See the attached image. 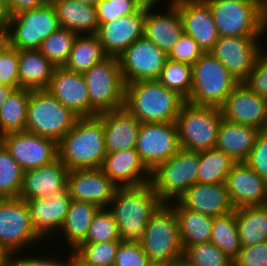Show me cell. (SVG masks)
I'll return each mask as SVG.
<instances>
[{
    "label": "cell",
    "mask_w": 267,
    "mask_h": 266,
    "mask_svg": "<svg viewBox=\"0 0 267 266\" xmlns=\"http://www.w3.org/2000/svg\"><path fill=\"white\" fill-rule=\"evenodd\" d=\"M162 204L150 182L134 187H117L108 210L117 224L120 241L141 243L146 225Z\"/></svg>",
    "instance_id": "6da1fadb"
},
{
    "label": "cell",
    "mask_w": 267,
    "mask_h": 266,
    "mask_svg": "<svg viewBox=\"0 0 267 266\" xmlns=\"http://www.w3.org/2000/svg\"><path fill=\"white\" fill-rule=\"evenodd\" d=\"M103 121L79 118L58 142V157L68 170L99 169L106 156Z\"/></svg>",
    "instance_id": "7a4b0ae2"
},
{
    "label": "cell",
    "mask_w": 267,
    "mask_h": 266,
    "mask_svg": "<svg viewBox=\"0 0 267 266\" xmlns=\"http://www.w3.org/2000/svg\"><path fill=\"white\" fill-rule=\"evenodd\" d=\"M184 102L158 80L125 84L123 107L141 123L175 122Z\"/></svg>",
    "instance_id": "3957f363"
},
{
    "label": "cell",
    "mask_w": 267,
    "mask_h": 266,
    "mask_svg": "<svg viewBox=\"0 0 267 266\" xmlns=\"http://www.w3.org/2000/svg\"><path fill=\"white\" fill-rule=\"evenodd\" d=\"M192 88L187 102L221 108L239 84L227 68L210 52H204L192 65Z\"/></svg>",
    "instance_id": "277c9868"
},
{
    "label": "cell",
    "mask_w": 267,
    "mask_h": 266,
    "mask_svg": "<svg viewBox=\"0 0 267 266\" xmlns=\"http://www.w3.org/2000/svg\"><path fill=\"white\" fill-rule=\"evenodd\" d=\"M222 119L221 108L185 101L175 120L180 148L198 152L215 148Z\"/></svg>",
    "instance_id": "5b68a950"
},
{
    "label": "cell",
    "mask_w": 267,
    "mask_h": 266,
    "mask_svg": "<svg viewBox=\"0 0 267 266\" xmlns=\"http://www.w3.org/2000/svg\"><path fill=\"white\" fill-rule=\"evenodd\" d=\"M79 118L47 89L31 90L26 132L53 139L58 143Z\"/></svg>",
    "instance_id": "8992f818"
},
{
    "label": "cell",
    "mask_w": 267,
    "mask_h": 266,
    "mask_svg": "<svg viewBox=\"0 0 267 266\" xmlns=\"http://www.w3.org/2000/svg\"><path fill=\"white\" fill-rule=\"evenodd\" d=\"M199 152L180 148L169 160L152 172L150 183L163 203L176 201L189 187L197 183Z\"/></svg>",
    "instance_id": "52a82bcc"
},
{
    "label": "cell",
    "mask_w": 267,
    "mask_h": 266,
    "mask_svg": "<svg viewBox=\"0 0 267 266\" xmlns=\"http://www.w3.org/2000/svg\"><path fill=\"white\" fill-rule=\"evenodd\" d=\"M140 244L150 261L182 262L177 217L168 203H163L151 216Z\"/></svg>",
    "instance_id": "ba28073f"
},
{
    "label": "cell",
    "mask_w": 267,
    "mask_h": 266,
    "mask_svg": "<svg viewBox=\"0 0 267 266\" xmlns=\"http://www.w3.org/2000/svg\"><path fill=\"white\" fill-rule=\"evenodd\" d=\"M210 7L219 37L261 36L266 27L260 0H204Z\"/></svg>",
    "instance_id": "9c48e42d"
},
{
    "label": "cell",
    "mask_w": 267,
    "mask_h": 266,
    "mask_svg": "<svg viewBox=\"0 0 267 266\" xmlns=\"http://www.w3.org/2000/svg\"><path fill=\"white\" fill-rule=\"evenodd\" d=\"M90 107L97 113L118 110L124 106L125 83L117 57H106L83 73Z\"/></svg>",
    "instance_id": "30bf717a"
},
{
    "label": "cell",
    "mask_w": 267,
    "mask_h": 266,
    "mask_svg": "<svg viewBox=\"0 0 267 266\" xmlns=\"http://www.w3.org/2000/svg\"><path fill=\"white\" fill-rule=\"evenodd\" d=\"M59 28L55 9L47 1L41 7L11 17L7 30L8 44L18 50L39 49L42 40Z\"/></svg>",
    "instance_id": "8fae6325"
},
{
    "label": "cell",
    "mask_w": 267,
    "mask_h": 266,
    "mask_svg": "<svg viewBox=\"0 0 267 266\" xmlns=\"http://www.w3.org/2000/svg\"><path fill=\"white\" fill-rule=\"evenodd\" d=\"M31 222L29 209L20 197L0 201V249L8 256L42 241Z\"/></svg>",
    "instance_id": "7c38bea8"
},
{
    "label": "cell",
    "mask_w": 267,
    "mask_h": 266,
    "mask_svg": "<svg viewBox=\"0 0 267 266\" xmlns=\"http://www.w3.org/2000/svg\"><path fill=\"white\" fill-rule=\"evenodd\" d=\"M135 149L152 172L180 149L175 122L141 123Z\"/></svg>",
    "instance_id": "4fadbf2b"
},
{
    "label": "cell",
    "mask_w": 267,
    "mask_h": 266,
    "mask_svg": "<svg viewBox=\"0 0 267 266\" xmlns=\"http://www.w3.org/2000/svg\"><path fill=\"white\" fill-rule=\"evenodd\" d=\"M166 60L167 54L145 37L136 40L118 57L125 84L157 80Z\"/></svg>",
    "instance_id": "5bb4252c"
},
{
    "label": "cell",
    "mask_w": 267,
    "mask_h": 266,
    "mask_svg": "<svg viewBox=\"0 0 267 266\" xmlns=\"http://www.w3.org/2000/svg\"><path fill=\"white\" fill-rule=\"evenodd\" d=\"M259 39L260 36L219 37L210 53L241 83L251 72L260 51L264 49Z\"/></svg>",
    "instance_id": "9a60e30c"
},
{
    "label": "cell",
    "mask_w": 267,
    "mask_h": 266,
    "mask_svg": "<svg viewBox=\"0 0 267 266\" xmlns=\"http://www.w3.org/2000/svg\"><path fill=\"white\" fill-rule=\"evenodd\" d=\"M0 142L23 171L39 168L58 157V143L26 131L8 133Z\"/></svg>",
    "instance_id": "2e32d148"
},
{
    "label": "cell",
    "mask_w": 267,
    "mask_h": 266,
    "mask_svg": "<svg viewBox=\"0 0 267 266\" xmlns=\"http://www.w3.org/2000/svg\"><path fill=\"white\" fill-rule=\"evenodd\" d=\"M146 2L131 15L98 25L96 35L108 57H119L136 40L144 37Z\"/></svg>",
    "instance_id": "e0dca14e"
},
{
    "label": "cell",
    "mask_w": 267,
    "mask_h": 266,
    "mask_svg": "<svg viewBox=\"0 0 267 266\" xmlns=\"http://www.w3.org/2000/svg\"><path fill=\"white\" fill-rule=\"evenodd\" d=\"M227 121L267 130V99L239 83L221 107Z\"/></svg>",
    "instance_id": "ac0fdd59"
},
{
    "label": "cell",
    "mask_w": 267,
    "mask_h": 266,
    "mask_svg": "<svg viewBox=\"0 0 267 266\" xmlns=\"http://www.w3.org/2000/svg\"><path fill=\"white\" fill-rule=\"evenodd\" d=\"M66 189L73 200L108 208L117 186L100 168L74 169L68 171Z\"/></svg>",
    "instance_id": "d6986e66"
},
{
    "label": "cell",
    "mask_w": 267,
    "mask_h": 266,
    "mask_svg": "<svg viewBox=\"0 0 267 266\" xmlns=\"http://www.w3.org/2000/svg\"><path fill=\"white\" fill-rule=\"evenodd\" d=\"M46 89L80 118L98 115L90 107L88 87L83 74L56 67Z\"/></svg>",
    "instance_id": "ffe728a7"
},
{
    "label": "cell",
    "mask_w": 267,
    "mask_h": 266,
    "mask_svg": "<svg viewBox=\"0 0 267 266\" xmlns=\"http://www.w3.org/2000/svg\"><path fill=\"white\" fill-rule=\"evenodd\" d=\"M181 16L183 33L191 36L204 52H210L219 38L209 5L204 0H171Z\"/></svg>",
    "instance_id": "44dd1931"
},
{
    "label": "cell",
    "mask_w": 267,
    "mask_h": 266,
    "mask_svg": "<svg viewBox=\"0 0 267 266\" xmlns=\"http://www.w3.org/2000/svg\"><path fill=\"white\" fill-rule=\"evenodd\" d=\"M234 208L267 204V181L245 162H236L226 179Z\"/></svg>",
    "instance_id": "7402d4cb"
},
{
    "label": "cell",
    "mask_w": 267,
    "mask_h": 266,
    "mask_svg": "<svg viewBox=\"0 0 267 266\" xmlns=\"http://www.w3.org/2000/svg\"><path fill=\"white\" fill-rule=\"evenodd\" d=\"M163 1V0H161ZM160 0L146 1L144 37L168 54L183 34V25L177 6L170 0L168 12H154L151 8Z\"/></svg>",
    "instance_id": "603a6c76"
},
{
    "label": "cell",
    "mask_w": 267,
    "mask_h": 266,
    "mask_svg": "<svg viewBox=\"0 0 267 266\" xmlns=\"http://www.w3.org/2000/svg\"><path fill=\"white\" fill-rule=\"evenodd\" d=\"M72 199L67 189L54 195L26 200L31 222L41 238L61 231Z\"/></svg>",
    "instance_id": "cb8c5ba5"
},
{
    "label": "cell",
    "mask_w": 267,
    "mask_h": 266,
    "mask_svg": "<svg viewBox=\"0 0 267 266\" xmlns=\"http://www.w3.org/2000/svg\"><path fill=\"white\" fill-rule=\"evenodd\" d=\"M68 171L59 157L39 168L24 171L19 197L26 201L64 192Z\"/></svg>",
    "instance_id": "d4e9b609"
},
{
    "label": "cell",
    "mask_w": 267,
    "mask_h": 266,
    "mask_svg": "<svg viewBox=\"0 0 267 266\" xmlns=\"http://www.w3.org/2000/svg\"><path fill=\"white\" fill-rule=\"evenodd\" d=\"M180 207L218 217L234 211L225 183L200 184L189 187L175 201Z\"/></svg>",
    "instance_id": "484cf974"
},
{
    "label": "cell",
    "mask_w": 267,
    "mask_h": 266,
    "mask_svg": "<svg viewBox=\"0 0 267 266\" xmlns=\"http://www.w3.org/2000/svg\"><path fill=\"white\" fill-rule=\"evenodd\" d=\"M100 169L117 187L144 185L151 178L136 149L107 153Z\"/></svg>",
    "instance_id": "4316f807"
},
{
    "label": "cell",
    "mask_w": 267,
    "mask_h": 266,
    "mask_svg": "<svg viewBox=\"0 0 267 266\" xmlns=\"http://www.w3.org/2000/svg\"><path fill=\"white\" fill-rule=\"evenodd\" d=\"M103 121L106 153L135 149L141 122L124 107L97 115Z\"/></svg>",
    "instance_id": "83f0119b"
},
{
    "label": "cell",
    "mask_w": 267,
    "mask_h": 266,
    "mask_svg": "<svg viewBox=\"0 0 267 266\" xmlns=\"http://www.w3.org/2000/svg\"><path fill=\"white\" fill-rule=\"evenodd\" d=\"M260 130L222 119L215 148L229 155L235 162H245L254 147Z\"/></svg>",
    "instance_id": "f1b7e54d"
},
{
    "label": "cell",
    "mask_w": 267,
    "mask_h": 266,
    "mask_svg": "<svg viewBox=\"0 0 267 266\" xmlns=\"http://www.w3.org/2000/svg\"><path fill=\"white\" fill-rule=\"evenodd\" d=\"M56 12L59 26L77 35L96 34L98 29L96 6L75 0H49Z\"/></svg>",
    "instance_id": "f546056e"
},
{
    "label": "cell",
    "mask_w": 267,
    "mask_h": 266,
    "mask_svg": "<svg viewBox=\"0 0 267 266\" xmlns=\"http://www.w3.org/2000/svg\"><path fill=\"white\" fill-rule=\"evenodd\" d=\"M19 88L46 89L56 67L38 50H18Z\"/></svg>",
    "instance_id": "4dcf8cb0"
},
{
    "label": "cell",
    "mask_w": 267,
    "mask_h": 266,
    "mask_svg": "<svg viewBox=\"0 0 267 266\" xmlns=\"http://www.w3.org/2000/svg\"><path fill=\"white\" fill-rule=\"evenodd\" d=\"M175 211L182 247L210 241L214 217L168 203Z\"/></svg>",
    "instance_id": "1f68e13d"
},
{
    "label": "cell",
    "mask_w": 267,
    "mask_h": 266,
    "mask_svg": "<svg viewBox=\"0 0 267 266\" xmlns=\"http://www.w3.org/2000/svg\"><path fill=\"white\" fill-rule=\"evenodd\" d=\"M99 209L93 203L72 199L61 232L59 231L66 238L71 255L85 241L92 219Z\"/></svg>",
    "instance_id": "d6a6232c"
},
{
    "label": "cell",
    "mask_w": 267,
    "mask_h": 266,
    "mask_svg": "<svg viewBox=\"0 0 267 266\" xmlns=\"http://www.w3.org/2000/svg\"><path fill=\"white\" fill-rule=\"evenodd\" d=\"M241 246L267 241V204L235 208Z\"/></svg>",
    "instance_id": "836d02e7"
},
{
    "label": "cell",
    "mask_w": 267,
    "mask_h": 266,
    "mask_svg": "<svg viewBox=\"0 0 267 266\" xmlns=\"http://www.w3.org/2000/svg\"><path fill=\"white\" fill-rule=\"evenodd\" d=\"M106 57L96 34L77 35L64 68L83 74Z\"/></svg>",
    "instance_id": "e575fe53"
},
{
    "label": "cell",
    "mask_w": 267,
    "mask_h": 266,
    "mask_svg": "<svg viewBox=\"0 0 267 266\" xmlns=\"http://www.w3.org/2000/svg\"><path fill=\"white\" fill-rule=\"evenodd\" d=\"M30 94L31 90L18 88L5 100L0 108V137L25 131Z\"/></svg>",
    "instance_id": "d590c367"
},
{
    "label": "cell",
    "mask_w": 267,
    "mask_h": 266,
    "mask_svg": "<svg viewBox=\"0 0 267 266\" xmlns=\"http://www.w3.org/2000/svg\"><path fill=\"white\" fill-rule=\"evenodd\" d=\"M235 163L229 155L217 148L199 151L197 183H225Z\"/></svg>",
    "instance_id": "8d00e7d4"
},
{
    "label": "cell",
    "mask_w": 267,
    "mask_h": 266,
    "mask_svg": "<svg viewBox=\"0 0 267 266\" xmlns=\"http://www.w3.org/2000/svg\"><path fill=\"white\" fill-rule=\"evenodd\" d=\"M121 241L82 243L73 254V266H114Z\"/></svg>",
    "instance_id": "74e56055"
},
{
    "label": "cell",
    "mask_w": 267,
    "mask_h": 266,
    "mask_svg": "<svg viewBox=\"0 0 267 266\" xmlns=\"http://www.w3.org/2000/svg\"><path fill=\"white\" fill-rule=\"evenodd\" d=\"M210 242L214 243L232 260L237 257L241 244L235 209L228 214L214 218Z\"/></svg>",
    "instance_id": "f35d334b"
},
{
    "label": "cell",
    "mask_w": 267,
    "mask_h": 266,
    "mask_svg": "<svg viewBox=\"0 0 267 266\" xmlns=\"http://www.w3.org/2000/svg\"><path fill=\"white\" fill-rule=\"evenodd\" d=\"M192 75V65L167 58L157 80L187 101L192 88Z\"/></svg>",
    "instance_id": "ab89813d"
},
{
    "label": "cell",
    "mask_w": 267,
    "mask_h": 266,
    "mask_svg": "<svg viewBox=\"0 0 267 266\" xmlns=\"http://www.w3.org/2000/svg\"><path fill=\"white\" fill-rule=\"evenodd\" d=\"M182 263L185 266H233V260L210 241L184 247Z\"/></svg>",
    "instance_id": "60d3db41"
},
{
    "label": "cell",
    "mask_w": 267,
    "mask_h": 266,
    "mask_svg": "<svg viewBox=\"0 0 267 266\" xmlns=\"http://www.w3.org/2000/svg\"><path fill=\"white\" fill-rule=\"evenodd\" d=\"M77 34L60 27L42 40L38 49L55 67H64Z\"/></svg>",
    "instance_id": "b9f144b4"
},
{
    "label": "cell",
    "mask_w": 267,
    "mask_h": 266,
    "mask_svg": "<svg viewBox=\"0 0 267 266\" xmlns=\"http://www.w3.org/2000/svg\"><path fill=\"white\" fill-rule=\"evenodd\" d=\"M23 173L21 166L0 142V195L2 198L19 197Z\"/></svg>",
    "instance_id": "7bdbcfd3"
},
{
    "label": "cell",
    "mask_w": 267,
    "mask_h": 266,
    "mask_svg": "<svg viewBox=\"0 0 267 266\" xmlns=\"http://www.w3.org/2000/svg\"><path fill=\"white\" fill-rule=\"evenodd\" d=\"M120 241L117 224L108 208H100L94 215L83 243Z\"/></svg>",
    "instance_id": "ee69618b"
},
{
    "label": "cell",
    "mask_w": 267,
    "mask_h": 266,
    "mask_svg": "<svg viewBox=\"0 0 267 266\" xmlns=\"http://www.w3.org/2000/svg\"><path fill=\"white\" fill-rule=\"evenodd\" d=\"M147 0H100L96 4L98 25L135 13Z\"/></svg>",
    "instance_id": "f6af8a7d"
},
{
    "label": "cell",
    "mask_w": 267,
    "mask_h": 266,
    "mask_svg": "<svg viewBox=\"0 0 267 266\" xmlns=\"http://www.w3.org/2000/svg\"><path fill=\"white\" fill-rule=\"evenodd\" d=\"M0 84L19 88L18 49L9 44L0 52Z\"/></svg>",
    "instance_id": "bcb514c9"
},
{
    "label": "cell",
    "mask_w": 267,
    "mask_h": 266,
    "mask_svg": "<svg viewBox=\"0 0 267 266\" xmlns=\"http://www.w3.org/2000/svg\"><path fill=\"white\" fill-rule=\"evenodd\" d=\"M242 83L250 91L267 99V50L260 51L251 72Z\"/></svg>",
    "instance_id": "7dc6e473"
},
{
    "label": "cell",
    "mask_w": 267,
    "mask_h": 266,
    "mask_svg": "<svg viewBox=\"0 0 267 266\" xmlns=\"http://www.w3.org/2000/svg\"><path fill=\"white\" fill-rule=\"evenodd\" d=\"M204 53L199 44L189 35L183 33L178 42L167 54V58L193 65Z\"/></svg>",
    "instance_id": "c3c4849f"
},
{
    "label": "cell",
    "mask_w": 267,
    "mask_h": 266,
    "mask_svg": "<svg viewBox=\"0 0 267 266\" xmlns=\"http://www.w3.org/2000/svg\"><path fill=\"white\" fill-rule=\"evenodd\" d=\"M150 262L140 243L121 242L116 251L114 266H148Z\"/></svg>",
    "instance_id": "681fc988"
},
{
    "label": "cell",
    "mask_w": 267,
    "mask_h": 266,
    "mask_svg": "<svg viewBox=\"0 0 267 266\" xmlns=\"http://www.w3.org/2000/svg\"><path fill=\"white\" fill-rule=\"evenodd\" d=\"M245 163L267 181V130L258 133L254 147Z\"/></svg>",
    "instance_id": "f907efd6"
},
{
    "label": "cell",
    "mask_w": 267,
    "mask_h": 266,
    "mask_svg": "<svg viewBox=\"0 0 267 266\" xmlns=\"http://www.w3.org/2000/svg\"><path fill=\"white\" fill-rule=\"evenodd\" d=\"M233 266H267V241L241 246Z\"/></svg>",
    "instance_id": "816d5d0a"
},
{
    "label": "cell",
    "mask_w": 267,
    "mask_h": 266,
    "mask_svg": "<svg viewBox=\"0 0 267 266\" xmlns=\"http://www.w3.org/2000/svg\"><path fill=\"white\" fill-rule=\"evenodd\" d=\"M20 253L16 252L8 255V266H73V254L67 260L65 259L64 262L62 259L60 261V258L58 261V259H53L49 256L48 258L46 256H42V258L40 256H22L21 258Z\"/></svg>",
    "instance_id": "f5cc1de1"
},
{
    "label": "cell",
    "mask_w": 267,
    "mask_h": 266,
    "mask_svg": "<svg viewBox=\"0 0 267 266\" xmlns=\"http://www.w3.org/2000/svg\"><path fill=\"white\" fill-rule=\"evenodd\" d=\"M49 0H7L10 16L41 7Z\"/></svg>",
    "instance_id": "db71d44e"
},
{
    "label": "cell",
    "mask_w": 267,
    "mask_h": 266,
    "mask_svg": "<svg viewBox=\"0 0 267 266\" xmlns=\"http://www.w3.org/2000/svg\"><path fill=\"white\" fill-rule=\"evenodd\" d=\"M11 16L7 0H0V29L8 30Z\"/></svg>",
    "instance_id": "11a10c76"
},
{
    "label": "cell",
    "mask_w": 267,
    "mask_h": 266,
    "mask_svg": "<svg viewBox=\"0 0 267 266\" xmlns=\"http://www.w3.org/2000/svg\"><path fill=\"white\" fill-rule=\"evenodd\" d=\"M15 89V87L9 86L7 84H0V108Z\"/></svg>",
    "instance_id": "9f6ffc18"
},
{
    "label": "cell",
    "mask_w": 267,
    "mask_h": 266,
    "mask_svg": "<svg viewBox=\"0 0 267 266\" xmlns=\"http://www.w3.org/2000/svg\"><path fill=\"white\" fill-rule=\"evenodd\" d=\"M8 44V31L6 29H0V52Z\"/></svg>",
    "instance_id": "6f0895ef"
},
{
    "label": "cell",
    "mask_w": 267,
    "mask_h": 266,
    "mask_svg": "<svg viewBox=\"0 0 267 266\" xmlns=\"http://www.w3.org/2000/svg\"><path fill=\"white\" fill-rule=\"evenodd\" d=\"M261 18L267 29V0H260Z\"/></svg>",
    "instance_id": "680465c9"
},
{
    "label": "cell",
    "mask_w": 267,
    "mask_h": 266,
    "mask_svg": "<svg viewBox=\"0 0 267 266\" xmlns=\"http://www.w3.org/2000/svg\"><path fill=\"white\" fill-rule=\"evenodd\" d=\"M180 262H159L151 261L148 266H179Z\"/></svg>",
    "instance_id": "91938a15"
},
{
    "label": "cell",
    "mask_w": 267,
    "mask_h": 266,
    "mask_svg": "<svg viewBox=\"0 0 267 266\" xmlns=\"http://www.w3.org/2000/svg\"><path fill=\"white\" fill-rule=\"evenodd\" d=\"M0 266H8V256L0 249Z\"/></svg>",
    "instance_id": "94428289"
},
{
    "label": "cell",
    "mask_w": 267,
    "mask_h": 266,
    "mask_svg": "<svg viewBox=\"0 0 267 266\" xmlns=\"http://www.w3.org/2000/svg\"><path fill=\"white\" fill-rule=\"evenodd\" d=\"M78 1L79 3H83V4H87V5H91V6H96V4L100 1V0H75Z\"/></svg>",
    "instance_id": "6125c7cd"
},
{
    "label": "cell",
    "mask_w": 267,
    "mask_h": 266,
    "mask_svg": "<svg viewBox=\"0 0 267 266\" xmlns=\"http://www.w3.org/2000/svg\"><path fill=\"white\" fill-rule=\"evenodd\" d=\"M179 266H185L182 262L179 263Z\"/></svg>",
    "instance_id": "be15d7a7"
}]
</instances>
